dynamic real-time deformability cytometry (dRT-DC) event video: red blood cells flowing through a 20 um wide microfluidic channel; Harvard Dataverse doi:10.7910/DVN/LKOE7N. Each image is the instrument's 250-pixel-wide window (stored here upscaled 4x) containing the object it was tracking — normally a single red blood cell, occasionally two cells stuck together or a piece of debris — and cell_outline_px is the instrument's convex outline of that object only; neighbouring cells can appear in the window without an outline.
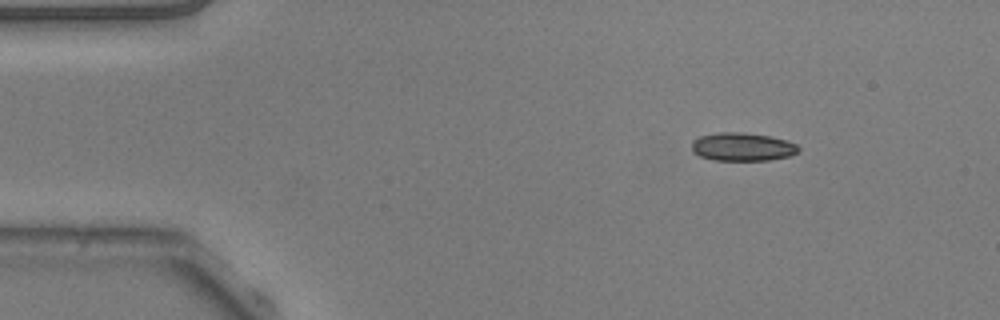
{"species": "common noctule bat (a hibernating species)", "species_latin": "Nyctalus noctula", "temperature_condition": "warm", "stored_images_in_passage": 14, "camera_frame_rate_fps": 3000, "um_per_image_px": 0.085, "animal": {"sex": "male", "body_mass_g": 20.5, "forearm_length_mm": 52.5}, "frame": {"image": 1, "passage_image": 1, "time_ms": 0.0, "image_size_px": [1000, 320], "cell_outline_px": [[800, 152], [792, 156], [768, 160], [712, 160], [700, 156], [692, 152], [692, 140], [700, 136], [720, 132], [744, 132], [772, 136], [788, 140], [796, 144], [800, 148]], "centroid_in_image_um": [63.15, 12.48], "position_along_channel_um": 21.9, "area_um2": 17.92}}
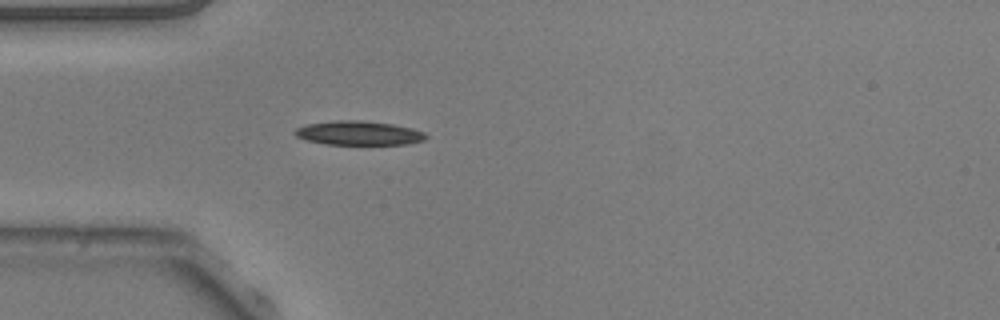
{"frame": {"image": 2, "passage_image": 9, "time_ms": 2.667, "image_size_px": [1000, 320], "cell_outline_px": [[428, 136], [424, 140], [408, 144], [324, 144], [308, 140], [296, 136], [292, 132], [296, 128], [308, 124], [336, 120], [360, 120], [392, 124], [412, 128], [424, 132]], "centroid_in_image_um": [30.5, 11.31], "position_along_channel_um": 54.5, "area_um2": 18.32}}